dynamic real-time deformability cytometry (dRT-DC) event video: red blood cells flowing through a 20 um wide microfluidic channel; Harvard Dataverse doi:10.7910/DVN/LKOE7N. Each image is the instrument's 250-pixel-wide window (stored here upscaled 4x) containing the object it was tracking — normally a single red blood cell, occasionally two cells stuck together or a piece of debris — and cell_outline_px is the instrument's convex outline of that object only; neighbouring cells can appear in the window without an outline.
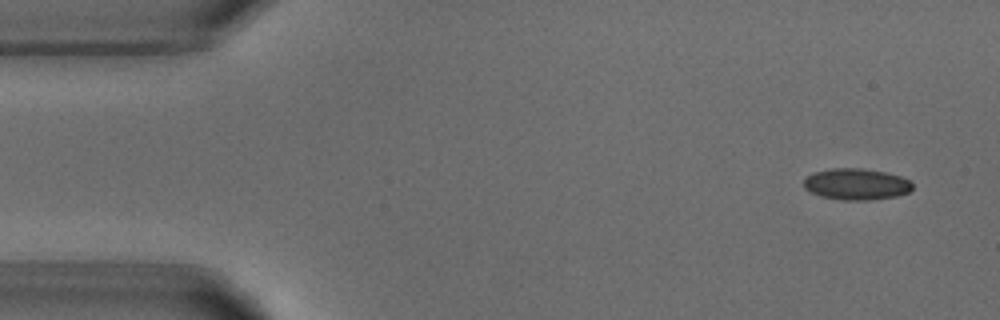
{"species": "common noctule bat (a hibernating species)", "species_latin": "Nyctalus noctula", "temperature_condition": "warm", "stored_images_in_passage": 5, "camera_frame_rate_fps": 3000, "um_per_image_px": 0.085, "animal": {"sex": "male", "body_mass_g": 18.8}, "frame": {"image": 1, "passage_image": 1, "time_ms": 0.0, "image_size_px": [1000, 320], "cell_outline_px": [[912, 188], [908, 192], [896, 196], [868, 200], [844, 200], [820, 196], [804, 188], [804, 180], [812, 172], [832, 168], [864, 168], [884, 172], [900, 176], [908, 180], [912, 184]], "centroid_in_image_um": [72.76, 15.64], "position_along_channel_um": 12.2, "area_um2": 19.77}}